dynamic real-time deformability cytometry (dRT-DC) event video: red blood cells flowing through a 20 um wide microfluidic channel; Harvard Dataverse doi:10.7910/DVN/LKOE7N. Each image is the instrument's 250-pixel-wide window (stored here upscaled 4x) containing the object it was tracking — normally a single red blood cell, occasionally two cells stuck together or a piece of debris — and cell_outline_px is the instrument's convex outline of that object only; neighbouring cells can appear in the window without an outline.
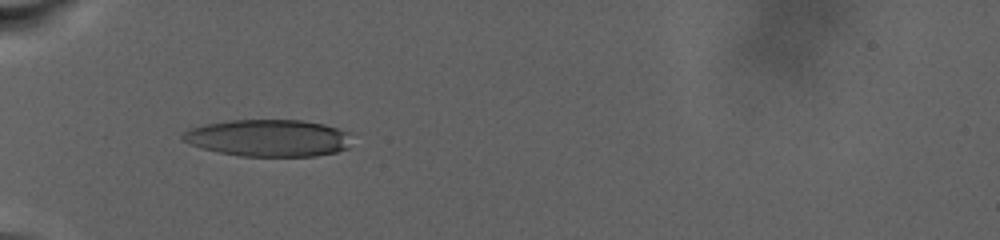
{"species": "human", "species_latin": "Homo sapiens", "temperature_condition": "warm", "stored_images_in_passage": 2, "camera_frame_rate_fps": 3000, "um_per_image_px": 0.085, "donor": {"sex": "male"}, "frame": {"image": 1, "passage_image": 1, "time_ms": 0.0, "image_size_px": [1000, 240], "cell_outline_px": [[340, 148], [332, 152], [304, 156], [260, 156], [224, 124], [252, 120], [288, 120], [316, 124], [332, 128], [336, 132]], "centroid_in_image_um": [24.3, 11.69], "position_along_channel_um": 60.7, "area_um2": 22.89}}